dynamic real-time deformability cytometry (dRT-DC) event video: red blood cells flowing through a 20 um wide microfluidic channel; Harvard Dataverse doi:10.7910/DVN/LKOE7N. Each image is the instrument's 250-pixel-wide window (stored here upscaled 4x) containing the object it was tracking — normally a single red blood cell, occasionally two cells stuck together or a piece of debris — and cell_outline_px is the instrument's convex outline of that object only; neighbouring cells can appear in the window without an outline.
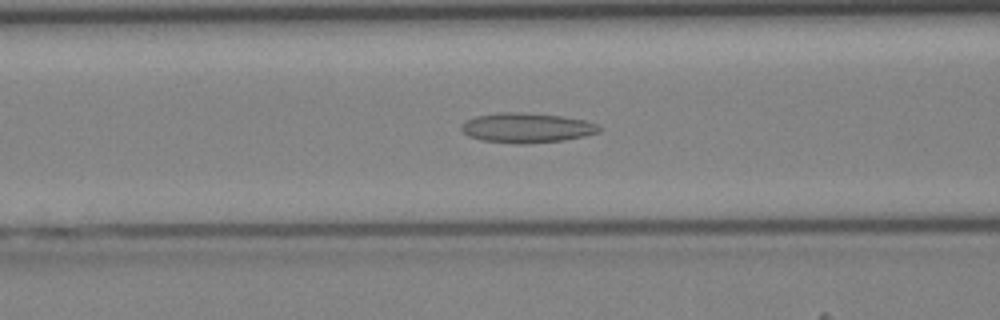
{"species": "Egyptian fruit bat (a non-hibernating species)", "species_latin": "Rousettus aegyptiacus", "temperature_condition": "cold", "stored_images_in_passage": 36, "camera_frame_rate_fps": 3000, "um_per_image_px": 0.085, "animal": {"sex": "female"}, "frame": {"image": 1, "passage_image": 16, "time_ms": 5.0, "image_size_px": [1000, 320], "cell_outline_px": [[600, 132], [584, 136], [564, 140], [528, 144], [520, 144], [484, 140], [468, 136], [460, 128], [460, 124], [476, 116], [500, 112], [520, 112], [564, 116], [584, 120], [596, 124], [600, 128]], "centroid_in_image_um": [44.77, 10.86], "position_along_channel_um": 121.8, "area_um2": 23.87}}
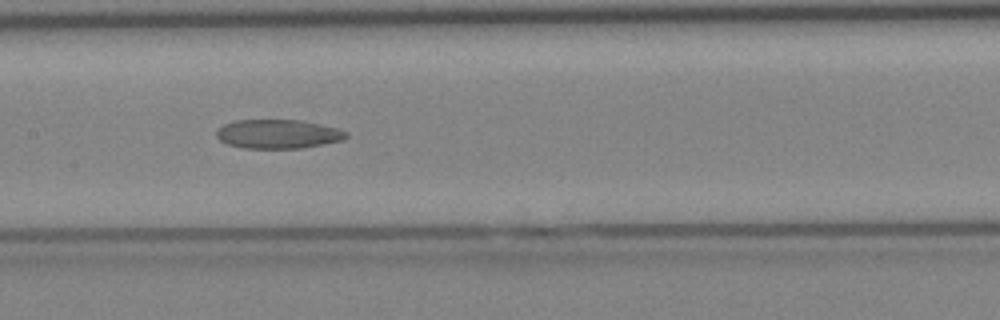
{"frame": {"image": 2, "passage_image": 20, "time_ms": 6.333, "image_size_px": [1000, 320], "cell_outline_px": [[348, 136], [344, 140], [324, 144], [300, 148], [244, 148], [228, 144], [220, 140], [216, 136], [216, 132], [224, 124], [236, 120], [300, 120], [320, 124], [336, 128], [348, 132]], "centroid_in_image_um": [23.65, 11.39], "position_along_channel_um": 183.7, "area_um2": 21.85}}
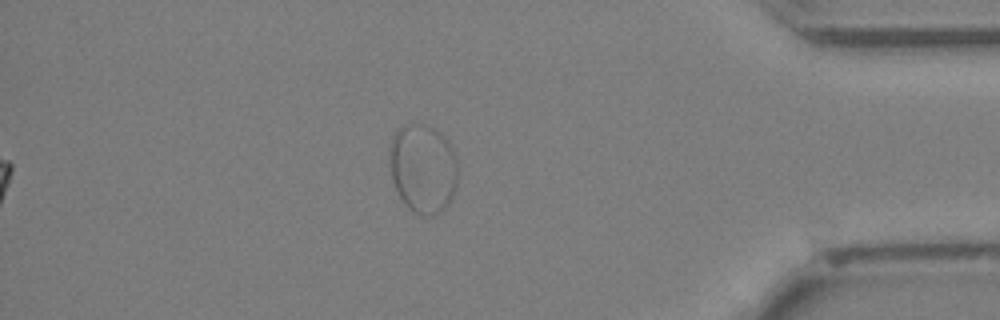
{"frame": {"image": 3, "passage_image": 36, "time_ms": 11.667, "image_size_px": [1000, 320], "cell_outline_px": [[456, 188], [448, 204], [440, 212], [432, 216], [424, 216], [408, 208], [404, 204], [392, 180], [388, 164], [388, 148], [392, 136], [404, 124], [424, 124], [440, 132], [452, 144], [456, 152]], "centroid_in_image_um": [35.93, 14.3], "position_along_channel_um": 399.3, "area_um2": 35.95}}